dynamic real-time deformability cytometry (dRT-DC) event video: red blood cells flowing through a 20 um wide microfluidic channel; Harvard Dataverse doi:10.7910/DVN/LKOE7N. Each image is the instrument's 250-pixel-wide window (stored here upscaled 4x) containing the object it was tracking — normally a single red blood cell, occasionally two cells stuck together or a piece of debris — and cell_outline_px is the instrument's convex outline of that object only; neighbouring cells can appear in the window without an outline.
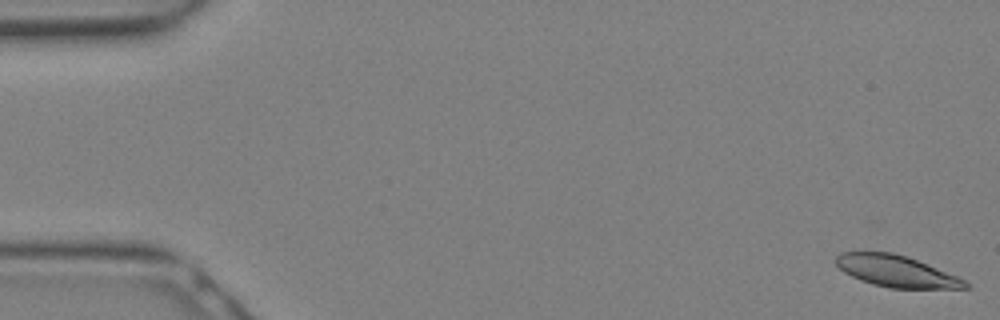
{"species": "Egyptian fruit bat (a non-hibernating species)", "species_latin": "Rousettus aegyptiacus", "temperature_condition": "warm", "stored_images_in_passage": 13, "camera_frame_rate_fps": 3000, "um_per_image_px": 0.085, "animal": {"sex": "female"}, "frame": {"image": 1, "passage_image": 1, "time_ms": 0.0, "image_size_px": [1000, 320], "cell_outline_px": [[972, 288], [888, 288], [872, 284], [860, 280], [844, 272], [836, 264], [836, 256], [840, 252], [892, 252], [916, 260], [956, 276], [972, 284]], "centroid_in_image_um": [76.17, 23.06], "position_along_channel_um": 8.8, "area_um2": 23.47}}
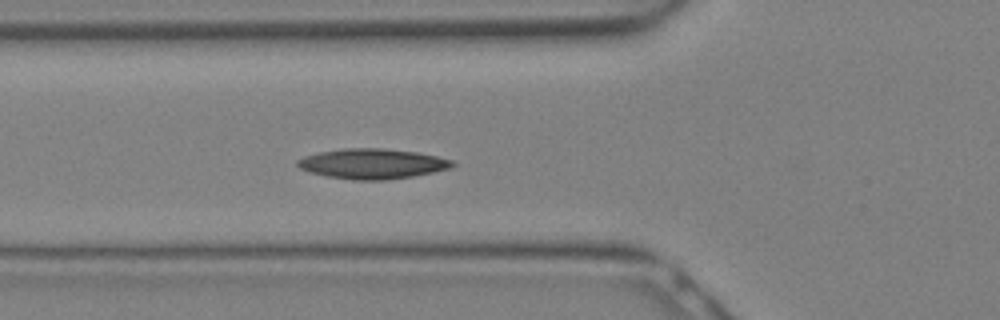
{"frame": {"image": 2, "passage_image": 11, "time_ms": 3.333, "image_size_px": [1000, 320], "cell_outline_px": [[456, 164], [448, 168], [432, 172], [412, 176], [388, 180], [352, 180], [328, 176], [308, 172], [300, 168], [296, 164], [296, 160], [304, 156], [320, 152], [344, 148], [384, 148], [416, 152], [436, 156], [452, 160]], "centroid_in_image_um": [31.61, 13.92], "position_along_channel_um": 94.2, "area_um2": 27.11}}
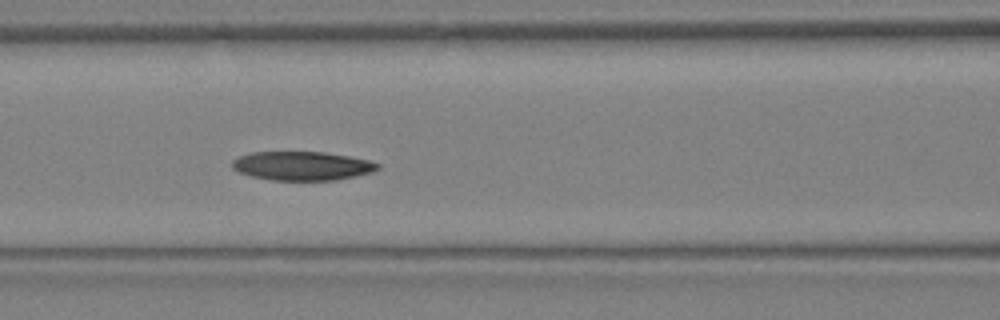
{"frame": {"image": 3, "passage_image": 13, "time_ms": 4.0, "image_size_px": [1000, 320], "cell_outline_px": [[380, 168], [372, 172], [336, 180], [272, 180], [252, 176], [240, 172], [232, 168], [232, 160], [240, 156], [252, 152], [324, 152], [348, 156], [368, 160], [380, 164]], "centroid_in_image_um": [25.69, 14.1], "position_along_channel_um": 140.9, "area_um2": 24.33}}